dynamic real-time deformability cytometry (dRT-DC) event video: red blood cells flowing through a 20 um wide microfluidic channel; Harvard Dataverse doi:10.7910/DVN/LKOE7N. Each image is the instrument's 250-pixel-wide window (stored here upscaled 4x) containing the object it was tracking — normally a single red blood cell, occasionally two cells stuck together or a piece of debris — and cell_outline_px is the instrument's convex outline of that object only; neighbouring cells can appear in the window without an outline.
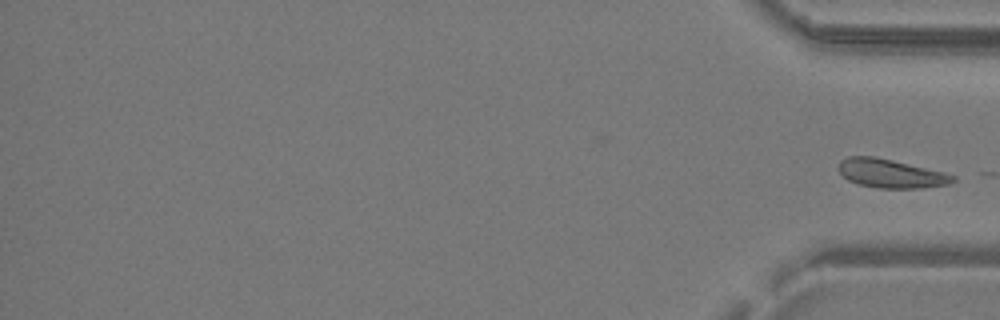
{"species": "common noctule bat (a hibernating species)", "species_latin": "Nyctalus noctula", "temperature_condition": "warm", "stored_images_in_passage": 24, "segment_of_instrument_passage": [2, 2], "camera_frame_rate_fps": 3000, "um_per_image_px": 0.085, "animal": {"sex": "male", "body_mass_g": 19.2, "forearm_length_mm": 51.8}, "frame": {"image": 1, "passage_image": 24, "time_ms": 7.667, "image_size_px": [1000, 320], "cell_outline_px": [[956, 180], [948, 184], [924, 188], [880, 188], [860, 184], [848, 180], [836, 168], [836, 164], [840, 160], [848, 156], [876, 156], [944, 172], [956, 176]], "centroid_in_image_um": [75.69, 14.73], "position_along_channel_um": 359.5, "area_um2": 19.25}}